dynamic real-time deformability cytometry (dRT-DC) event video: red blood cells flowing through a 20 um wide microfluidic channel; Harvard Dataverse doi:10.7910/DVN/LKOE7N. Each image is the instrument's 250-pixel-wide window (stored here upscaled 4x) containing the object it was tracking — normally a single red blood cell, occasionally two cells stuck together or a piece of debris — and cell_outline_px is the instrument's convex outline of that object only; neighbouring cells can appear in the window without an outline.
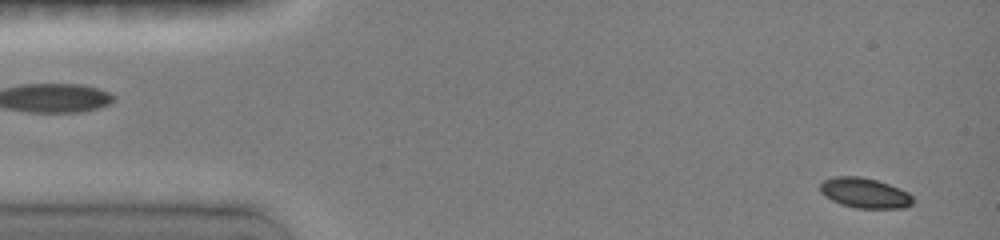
{"species": "common noctule bat (a hibernating species)", "species_latin": "Nyctalus noctula", "temperature_condition": "room temperature", "stored_images_in_passage": 27, "camera_frame_rate_fps": 3000, "um_per_image_px": 0.085, "animal": {"sex": "female", "body_mass_g": 19.0, "forearm_length_mm": 51.5}, "frame": {"image": 1, "passage_image": 3, "time_ms": 0.333, "image_size_px": [1000, 240], "cell_outline_px": [[912, 204], [904, 208], [856, 208], [840, 204], [824, 196], [820, 192], [820, 184], [824, 180], [832, 176], [860, 176], [876, 180], [900, 188], [908, 192], [912, 196]], "centroid_in_image_um": [73.48, 16.4], "position_along_channel_um": 11.5, "area_um2": 16.36}}
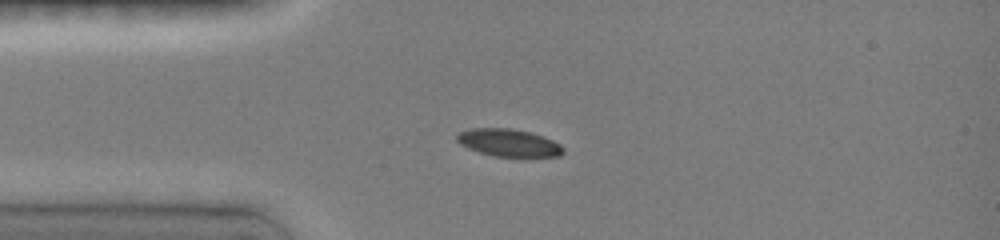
{"frame": {"image": 2, "passage_image": 15, "time_ms": 3.333, "image_size_px": [1000, 240], "cell_outline_px": [[564, 152], [560, 156], [492, 156], [468, 148], [460, 144], [456, 140], [456, 136], [460, 132], [472, 128], [512, 128], [528, 132], [552, 140], [560, 144], [564, 148]], "centroid_in_image_um": [43.22, 12.13], "position_along_channel_um": 41.8, "area_um2": 16.82}}